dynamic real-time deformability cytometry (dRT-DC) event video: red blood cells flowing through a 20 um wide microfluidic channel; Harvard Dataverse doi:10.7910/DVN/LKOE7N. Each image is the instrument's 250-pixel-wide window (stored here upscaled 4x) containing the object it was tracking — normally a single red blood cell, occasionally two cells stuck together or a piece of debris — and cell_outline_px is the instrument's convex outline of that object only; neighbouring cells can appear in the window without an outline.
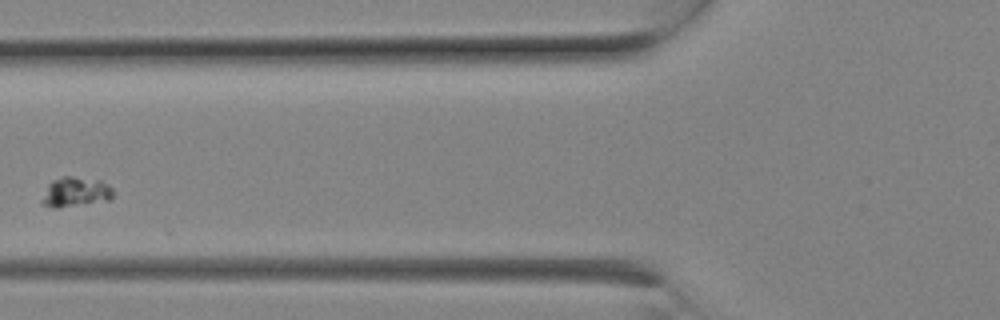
{"species": "Egyptian fruit bat (a non-hibernating species)", "species_latin": "Rousettus aegyptiacus", "temperature_condition": "room temperature", "stored_images_in_passage": 5, "camera_frame_rate_fps": 3000, "um_per_image_px": 0.085, "animal": {"sex": "female"}, "frame": {"image": 1, "passage_image": 3, "time_ms": 0.667, "image_size_px": [1000, 320], "cell_outline_px": [[112, 200], [60, 208], [56, 208], [40, 204], [40, 200], [48, 184], [52, 180], [60, 176], [72, 176], [100, 180], [108, 184], [112, 188]], "centroid_in_image_um": [6.4, 16.33], "position_along_channel_um": 119.4, "area_um2": 12.66}}